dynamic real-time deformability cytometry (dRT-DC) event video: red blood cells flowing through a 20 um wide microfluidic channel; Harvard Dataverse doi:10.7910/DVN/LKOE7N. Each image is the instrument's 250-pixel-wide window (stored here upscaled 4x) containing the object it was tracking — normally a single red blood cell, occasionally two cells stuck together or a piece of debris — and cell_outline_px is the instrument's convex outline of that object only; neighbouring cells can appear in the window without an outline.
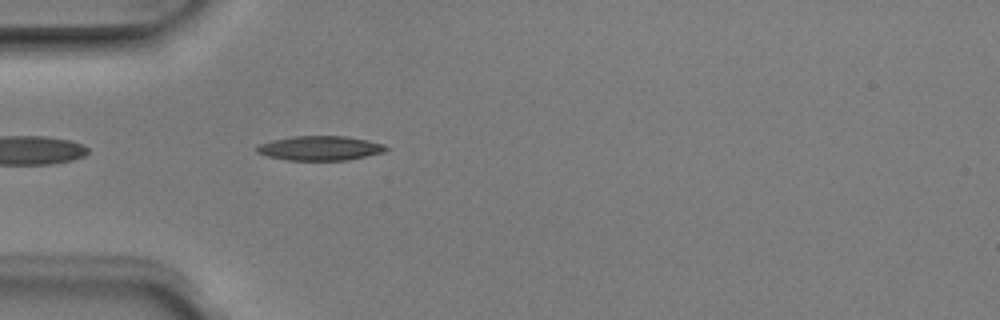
{"species": "Egyptian fruit bat (a non-hibernating species)", "species_latin": "Rousettus aegyptiacus", "temperature_condition": "room temperature", "stored_images_in_passage": 5, "segment_of_instrument_passage": [2, 2], "camera_frame_rate_fps": 3000, "um_per_image_px": 0.085, "animal": {"sex": "male"}, "frame": {"image": 1, "passage_image": 5, "time_ms": 1.333, "image_size_px": [1000, 320], "cell_outline_px": [[388, 148], [384, 152], [348, 160], [288, 160], [268, 156], [256, 152], [256, 148], [260, 144], [272, 140], [292, 136], [344, 136], [368, 140], [384, 144]], "centroid_in_image_um": [27.21, 12.59], "position_along_channel_um": 57.8, "area_um2": 18.32}}